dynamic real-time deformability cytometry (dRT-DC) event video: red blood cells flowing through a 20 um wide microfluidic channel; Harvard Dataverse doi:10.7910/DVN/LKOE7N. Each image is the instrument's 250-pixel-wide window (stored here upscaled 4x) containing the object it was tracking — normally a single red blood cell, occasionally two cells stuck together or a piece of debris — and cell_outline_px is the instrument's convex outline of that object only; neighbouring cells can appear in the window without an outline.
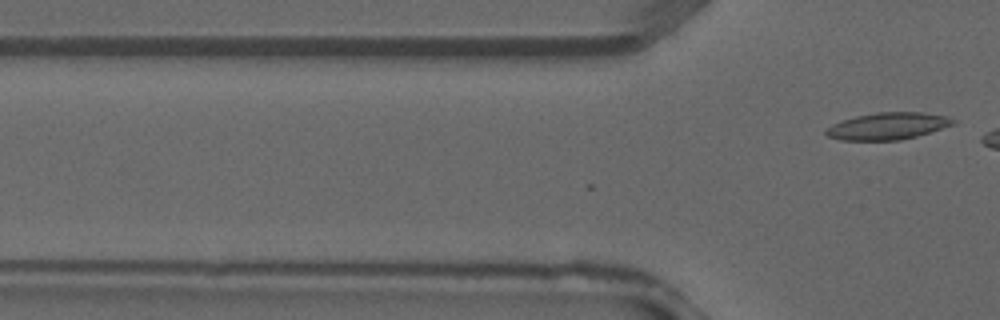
{"species": "common noctule bat (a hibernating species)", "species_latin": "Nyctalus noctula", "temperature_condition": "warm", "stored_images_in_passage": 2, "camera_frame_rate_fps": 3000, "um_per_image_px": 0.085, "animal": {"sex": "male", "forearm_length_mm": 52.5}, "frame": {"image": 1, "passage_image": 2, "time_ms": 0.333, "image_size_px": [1000, 320], "cell_outline_px": [[960, 120], [956, 124], [916, 136], [900, 140], [840, 140], [828, 136], [824, 132], [832, 124], [856, 116], [876, 112], [924, 112], [948, 116]], "centroid_in_image_um": [75.53, 10.7], "position_along_channel_um": 50.3, "area_um2": 20.06}}